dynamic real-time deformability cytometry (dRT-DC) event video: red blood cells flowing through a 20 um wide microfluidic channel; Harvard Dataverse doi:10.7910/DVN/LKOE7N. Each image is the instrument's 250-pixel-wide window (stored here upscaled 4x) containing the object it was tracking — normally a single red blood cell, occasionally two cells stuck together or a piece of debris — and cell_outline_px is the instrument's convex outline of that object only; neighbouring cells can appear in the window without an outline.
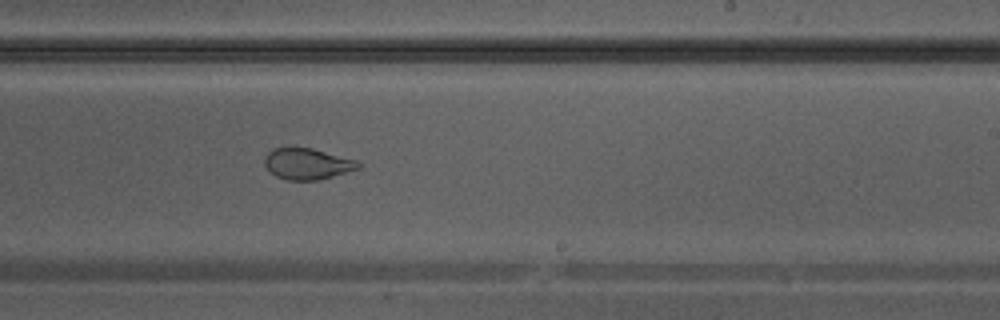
{"species": "Egyptian fruit bat (a non-hibernating species)", "species_latin": "Rousettus aegyptiacus", "temperature_condition": "warm", "stored_images_in_passage": 35, "camera_frame_rate_fps": 3000, "um_per_image_px": 0.085, "animal": {"sex": "male"}, "frame": {"image": 1, "passage_image": 20, "time_ms": 6.333, "image_size_px": [1000, 320], "cell_outline_px": [[360, 168], [332, 176], [316, 180], [288, 180], [276, 176], [268, 172], [264, 164], [264, 160], [268, 152], [276, 148], [312, 148], [356, 160], [360, 164]], "centroid_in_image_um": [26.09, 13.93], "position_along_channel_um": 262.9, "area_um2": 16.82}}